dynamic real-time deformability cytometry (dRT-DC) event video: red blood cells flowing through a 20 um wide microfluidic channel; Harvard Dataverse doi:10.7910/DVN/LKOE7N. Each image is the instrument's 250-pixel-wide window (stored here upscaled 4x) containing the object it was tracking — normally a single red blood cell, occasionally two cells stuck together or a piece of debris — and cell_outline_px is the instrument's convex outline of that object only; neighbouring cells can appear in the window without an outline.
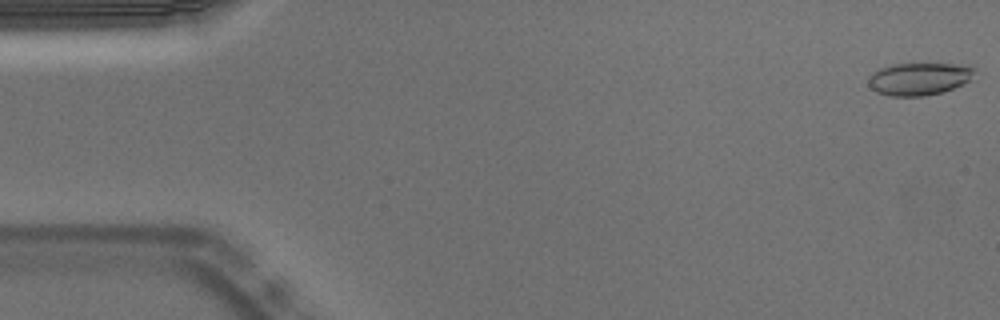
{"species": "Egyptian fruit bat (a non-hibernating species)", "species_latin": "Rousettus aegyptiacus", "temperature_condition": "warm", "stored_images_in_passage": 53, "camera_frame_rate_fps": 3000, "um_per_image_px": 0.085, "animal": {"sex": "male"}, "frame": {"image": 1, "passage_image": 1, "time_ms": 0.0, "image_size_px": [1000, 320], "cell_outline_px": [[976, 68], [968, 80], [964, 84], [940, 92], [924, 96], [888, 96], [876, 92], [868, 84], [868, 76], [872, 72], [880, 68], [892, 64], [972, 64]], "centroid_in_image_um": [78.1, 6.69], "position_along_channel_um": 6.9, "area_um2": 20.17}}
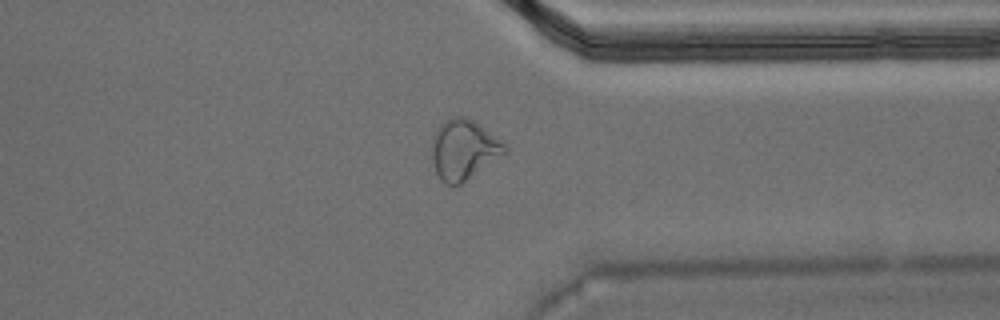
{"frame": {"image": 2, "passage_image": 41, "time_ms": 13.333, "image_size_px": [1000, 320], "cell_outline_px": [[508, 152], [460, 184], [452, 188], [440, 180], [432, 164], [432, 136], [440, 124], [444, 120], [452, 116], [464, 116], [472, 120], [500, 140], [508, 148]], "centroid_in_image_um": [39.37, 12.74], "position_along_channel_um": 372.0, "area_um2": 25.55}}
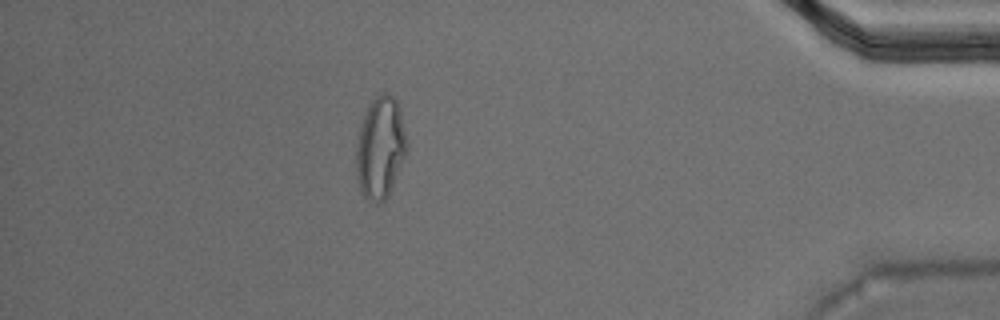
{"frame": {"image": 3, "passage_image": 47, "time_ms": 15.333, "image_size_px": [1000, 320], "cell_outline_px": [[408, 148], [388, 196], [384, 200], [376, 204], [368, 200], [364, 196], [360, 188], [356, 176], [356, 148], [360, 128], [364, 116], [372, 100], [376, 96], [384, 92], [388, 92], [396, 100], [400, 108], [408, 144]], "centroid_in_image_um": [32.33, 12.56], "position_along_channel_um": 402.9, "area_um2": 29.94}, "authors_computed_cell_mechanics": {"area_um2": 20.6346, "velocity_mm_per_s": 3.7416, "shape_relaxation_time_tau1_ms": null, "shape_relaxation_time_tau2_ms": 2.2803, "deformation_change_tau1": null, "deformation_change_tau2": 0.0897}}